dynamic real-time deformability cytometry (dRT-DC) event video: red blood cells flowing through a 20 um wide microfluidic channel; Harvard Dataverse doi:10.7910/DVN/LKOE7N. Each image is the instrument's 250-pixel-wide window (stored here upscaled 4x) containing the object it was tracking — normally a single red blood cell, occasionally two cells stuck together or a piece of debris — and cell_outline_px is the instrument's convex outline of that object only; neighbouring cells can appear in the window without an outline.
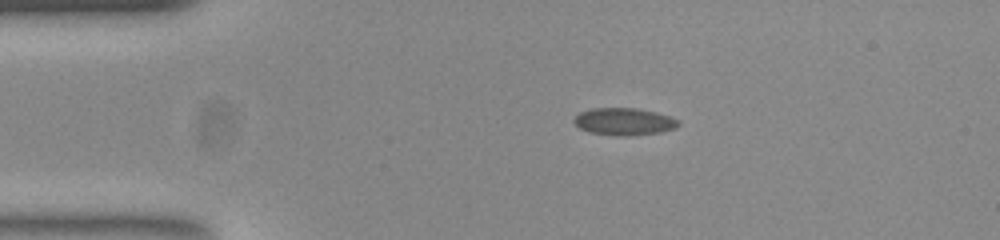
{"species": "common noctule bat (a hibernating species)", "species_latin": "Nyctalus noctula", "temperature_condition": "room temperature", "stored_images_in_passage": 44, "camera_frame_rate_fps": 3000, "um_per_image_px": 0.085, "animal": {"sex": "female", "body_mass_g": 23.0, "forearm_length_mm": 53.4}, "frame": {"image": 1, "passage_image": 1, "time_ms": 0.0, "image_size_px": [1000, 240], "cell_outline_px": [[680, 124], [676, 128], [660, 132], [628, 136], [620, 136], [592, 132], [580, 128], [572, 120], [580, 112], [592, 108], [636, 108], [656, 112], [680, 120]], "centroid_in_image_um": [53.07, 10.33], "position_along_channel_um": 31.9, "area_um2": 16.47}}
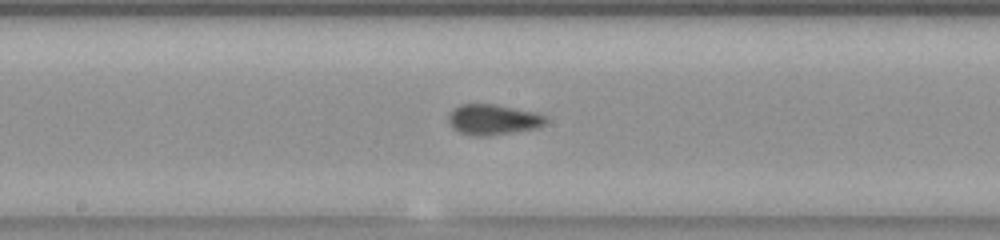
{"frame": {"image": 2, "passage_image": 18, "time_ms": 5.667, "image_size_px": [1000, 240], "cell_outline_px": [[548, 120], [540, 128], [484, 136], [476, 136], [460, 132], [452, 128], [448, 120], [448, 116], [452, 108], [460, 104], [496, 104], [536, 112], [548, 116]], "centroid_in_image_um": [41.93, 10.15], "position_along_channel_um": 206.3, "area_um2": 17.51}}
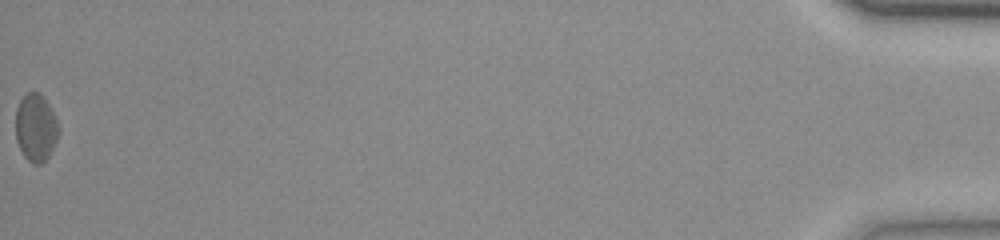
{"frame": {"image": 3, "passage_image": 44, "time_ms": 14.333, "image_size_px": [1000, 240], "cell_outline_px": [[60, 132], [48, 156], [40, 164], [32, 164], [24, 156], [16, 140], [16, 108], [20, 100], [28, 92], [40, 92], [48, 104], [60, 128]], "centroid_in_image_um": [3.03, 10.85], "position_along_channel_um": 432.2, "area_um2": 16.76}, "authors_computed_cell_mechanics": {"area_um2": 16.473, "velocity_mm_per_s": 3.8357, "shape_relaxation_time_tau1_ms": null, "shape_relaxation_time_tau2_ms": 1.9851, "deformation_change_tau1": null, "deformation_change_tau2": 0.056}}